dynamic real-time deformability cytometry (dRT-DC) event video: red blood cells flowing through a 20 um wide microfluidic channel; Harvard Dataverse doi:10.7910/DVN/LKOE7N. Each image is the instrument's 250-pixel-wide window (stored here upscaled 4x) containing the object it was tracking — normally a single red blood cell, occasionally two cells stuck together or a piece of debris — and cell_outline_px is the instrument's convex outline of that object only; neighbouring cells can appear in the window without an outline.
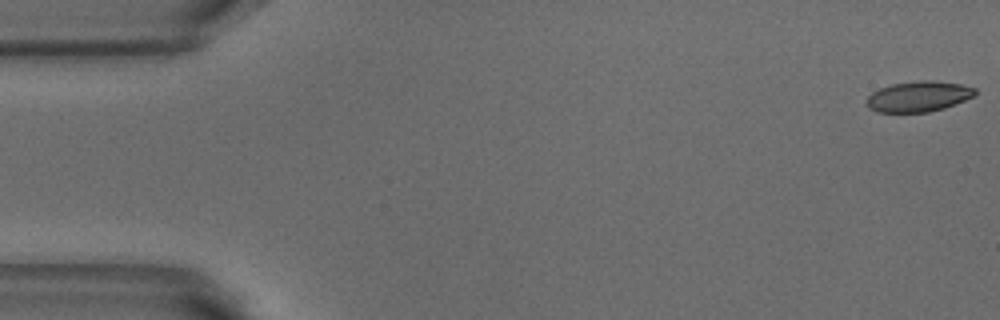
{"species": "common noctule bat (a hibernating species)", "species_latin": "Nyctalus noctula", "temperature_condition": "warm", "stored_images_in_passage": 52, "camera_frame_rate_fps": 3000, "um_per_image_px": 0.085, "animal": {"sex": "male", "body_mass_g": 18.8}, "frame": {"image": 1, "passage_image": 1, "time_ms": 0.0, "image_size_px": [1000, 320], "cell_outline_px": [[976, 92], [972, 96], [964, 100], [944, 108], [928, 112], [876, 112], [868, 108], [864, 100], [872, 92], [880, 88], [892, 84], [920, 80], [932, 80], [960, 84], [976, 88]], "centroid_in_image_um": [78.02, 8.2], "position_along_channel_um": 7.0, "area_um2": 19.31}}
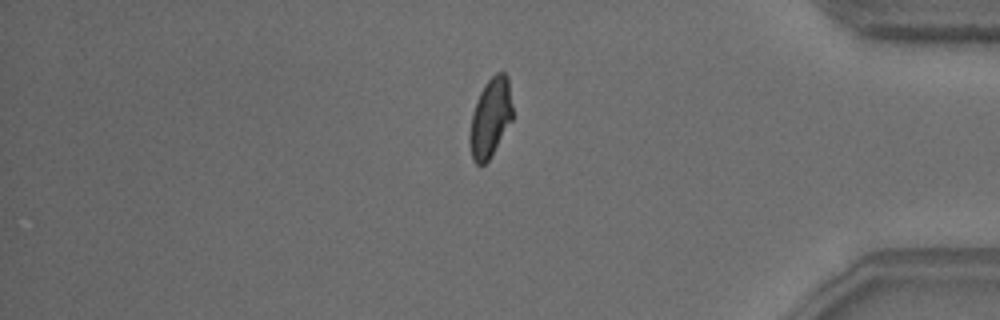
{"frame": {"image": 2, "passage_image": 44, "time_ms": 14.333, "image_size_px": [1000, 320], "cell_outline_px": [[512, 120], [488, 160], [484, 164], [476, 164], [472, 160], [468, 140], [468, 136], [472, 112], [476, 100], [484, 84], [496, 72], [504, 72], [508, 76], [512, 108]], "centroid_in_image_um": [41.65, 10.0], "position_along_channel_um": 393.5, "area_um2": 19.77}}
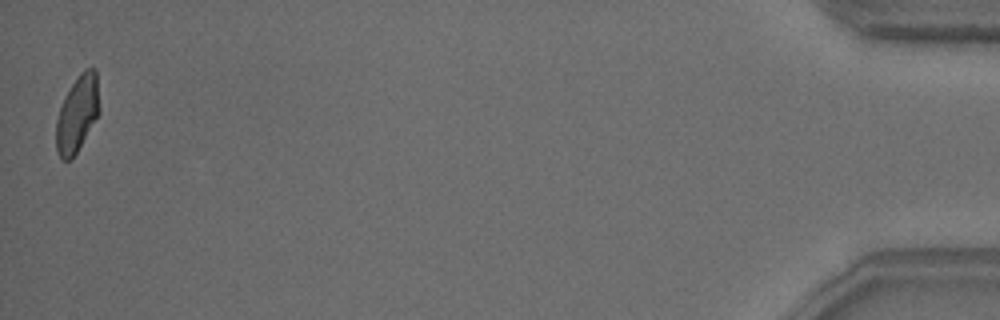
{"frame": {"image": 3, "passage_image": 52, "time_ms": 17.0, "image_size_px": [1000, 320], "cell_outline_px": [[100, 112], [76, 152], [68, 160], [64, 160], [56, 152], [56, 120], [60, 108], [72, 84], [80, 72], [84, 68], [96, 68], [100, 108]], "centroid_in_image_um": [6.59, 9.63], "position_along_channel_um": 428.6, "area_um2": 18.96}, "authors_computed_cell_mechanics": {"area_um2": 20.1144, "velocity_mm_per_s": 3.8305, "shape_relaxation_time_tau1_ms": 8.1595, "shape_relaxation_time_tau2_ms": 0.9886, "deformation_change_tau1": 0.189, "deformation_change_tau2": 0.0715}}